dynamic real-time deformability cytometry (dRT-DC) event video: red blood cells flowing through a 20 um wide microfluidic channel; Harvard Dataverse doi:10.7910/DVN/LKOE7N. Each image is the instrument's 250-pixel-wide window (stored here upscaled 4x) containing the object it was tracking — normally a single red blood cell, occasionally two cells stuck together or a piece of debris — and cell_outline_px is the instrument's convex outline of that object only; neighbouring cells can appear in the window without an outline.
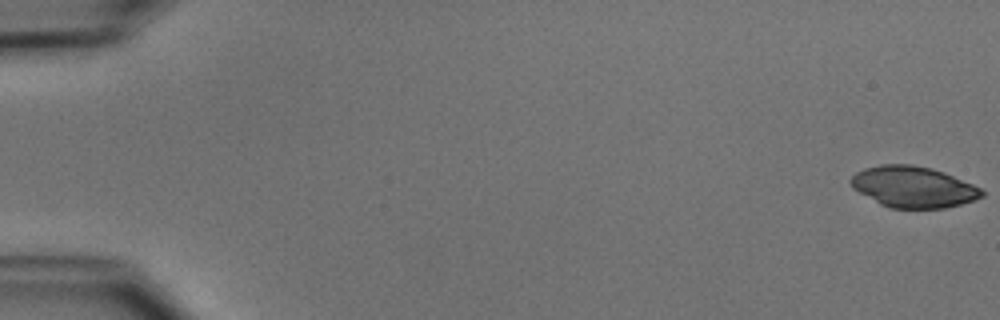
{"species": "common noctule bat (a hibernating species)", "species_latin": "Nyctalus noctula", "temperature_condition": "cold", "stored_images_in_passage": 13, "camera_frame_rate_fps": 3000, "um_per_image_px": 0.085, "animal": {"sex": "male", "body_mass_g": 15.6}, "frame": {"image": 1, "passage_image": 1, "time_ms": 0.0, "image_size_px": [1000, 320], "cell_outline_px": [[984, 196], [976, 200], [944, 208], [892, 208], [880, 204], [852, 188], [848, 180], [856, 172], [864, 168], [880, 164], [912, 164], [932, 168], [944, 172], [972, 184], [980, 188], [984, 192]], "centroid_in_image_um": [77.61, 15.88], "position_along_channel_um": 7.4, "area_um2": 31.5}}